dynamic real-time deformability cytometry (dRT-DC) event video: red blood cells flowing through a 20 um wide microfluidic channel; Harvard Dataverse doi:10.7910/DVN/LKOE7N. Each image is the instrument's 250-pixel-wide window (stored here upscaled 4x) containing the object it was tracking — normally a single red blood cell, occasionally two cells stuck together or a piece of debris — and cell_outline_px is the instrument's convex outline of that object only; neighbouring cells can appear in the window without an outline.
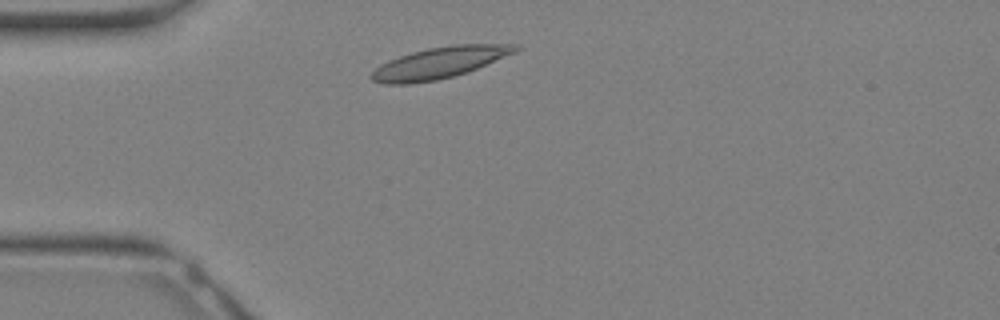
{"species": "Egyptian fruit bat (a non-hibernating species)", "species_latin": "Rousettus aegyptiacus", "temperature_condition": "warm", "stored_images_in_passage": 27, "camera_frame_rate_fps": 3000, "um_per_image_px": 0.085, "animal": {"sex": "female"}, "frame": {"image": 1, "passage_image": 3, "time_ms": 0.667, "image_size_px": [1000, 320], "cell_outline_px": [[520, 48], [516, 52], [468, 72], [436, 80], [412, 84], [384, 84], [372, 80], [368, 76], [380, 64], [388, 60], [412, 52], [428, 48], [452, 44], [516, 44]], "centroid_in_image_um": [37.34, 5.33], "position_along_channel_um": 47.7, "area_um2": 26.3}}
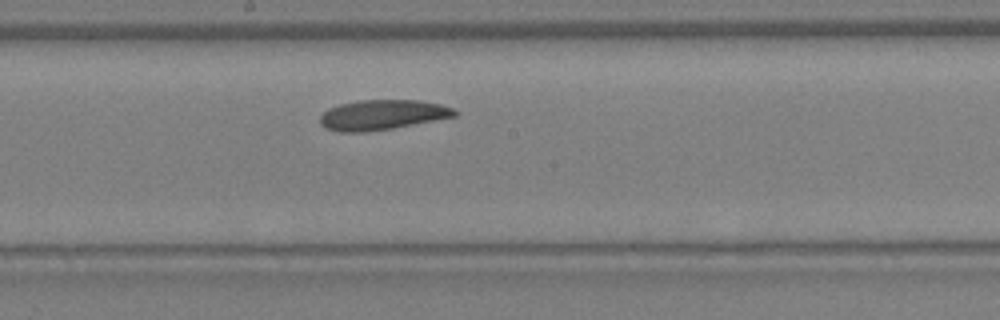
{"frame": {"image": 2, "passage_image": 12, "time_ms": 3.667, "image_size_px": [1000, 320], "cell_outline_px": [[460, 112], [456, 116], [392, 128], [364, 132], [340, 132], [324, 128], [320, 124], [320, 116], [328, 108], [340, 104], [360, 100], [420, 100], [440, 104], [452, 108]], "centroid_in_image_um": [32.48, 9.76], "position_along_channel_um": 215.7, "area_um2": 23.52}}
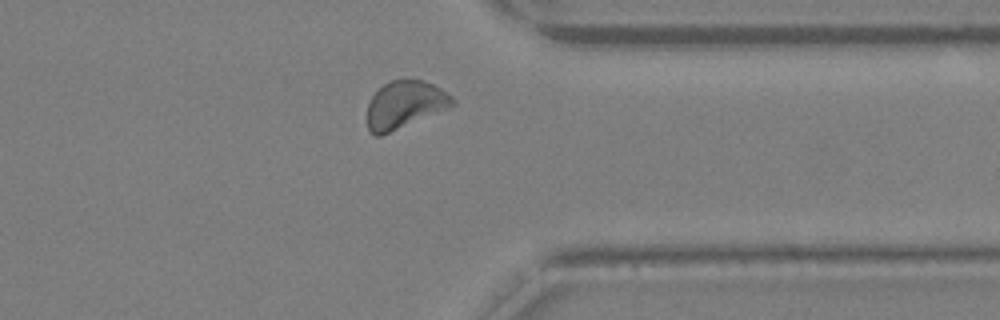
{"frame": {"image": 3, "passage_image": 20, "time_ms": 6.333, "image_size_px": [1000, 320], "cell_outline_px": [[456, 104], [448, 108], [380, 136], [376, 136], [368, 132], [368, 104], [372, 96], [384, 84], [400, 76], [424, 80], [440, 88], [452, 96], [456, 100]], "centroid_in_image_um": [34.41, 8.86], "position_along_channel_um": 377.0, "area_um2": 23.76}}